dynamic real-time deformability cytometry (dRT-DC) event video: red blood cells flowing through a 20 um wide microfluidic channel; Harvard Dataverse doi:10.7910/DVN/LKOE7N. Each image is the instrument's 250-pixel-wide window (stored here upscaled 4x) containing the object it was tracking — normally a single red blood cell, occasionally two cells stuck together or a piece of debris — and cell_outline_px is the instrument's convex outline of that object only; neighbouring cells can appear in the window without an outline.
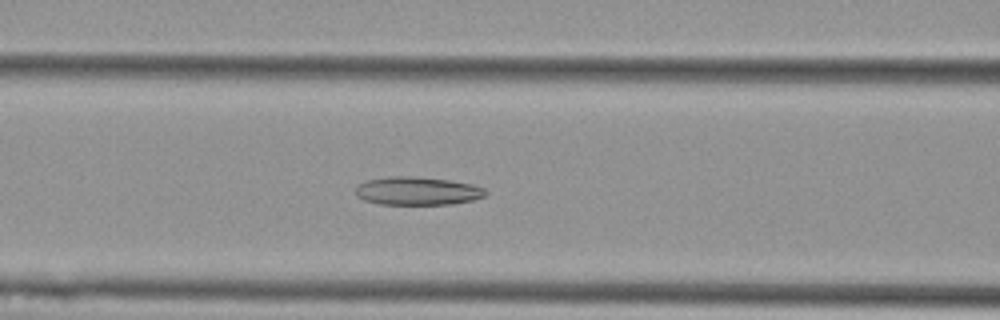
{"species": "Egyptian fruit bat (a non-hibernating species)", "species_latin": "Rousettus aegyptiacus", "temperature_condition": "cold", "stored_images_in_passage": 55, "camera_frame_rate_fps": 3000, "um_per_image_px": 0.085, "animal": {"sex": "female"}, "frame": {"image": 1, "passage_image": 23, "time_ms": 7.333, "image_size_px": [1000, 320], "cell_outline_px": [[488, 192], [484, 196], [472, 200], [452, 204], [380, 204], [364, 200], [356, 196], [356, 184], [368, 180], [392, 176], [416, 176], [448, 180], [472, 184], [484, 188]], "centroid_in_image_um": [35.46, 16.23], "position_along_channel_um": 131.1, "area_um2": 21.39}}
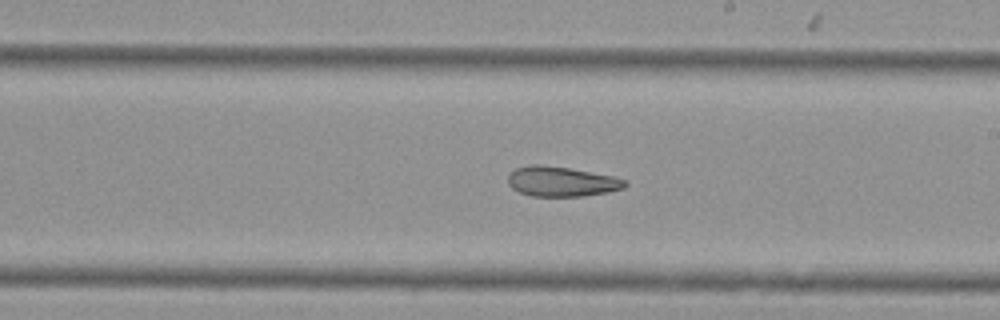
{"frame": {"image": 2, "passage_image": 32, "time_ms": 10.333, "image_size_px": [1000, 320], "cell_outline_px": [[628, 184], [624, 188], [608, 192], [584, 196], [532, 196], [520, 192], [512, 188], [508, 184], [508, 172], [516, 168], [532, 164], [540, 164], [568, 168], [612, 176], [628, 180]], "centroid_in_image_um": [47.72, 15.43], "position_along_channel_um": 241.3, "area_um2": 20.46}}
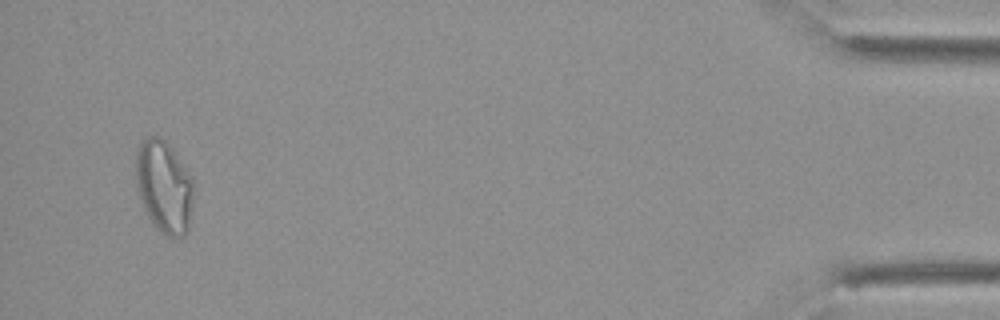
{"frame": {"image": 3, "passage_image": 53, "time_ms": 17.333, "image_size_px": [1000, 320], "cell_outline_px": [[196, 188], [188, 232], [184, 236], [172, 240], [160, 232], [156, 228], [148, 216], [140, 200], [136, 184], [136, 152], [140, 140], [148, 136], [160, 136], [172, 148], [188, 172]], "centroid_in_image_um": [13.97, 15.9], "position_along_channel_um": 421.2, "area_um2": 31.85}, "authors_computed_cell_mechanics": {"area_um2": 25.5476, "velocity_mm_per_s": 3.6832, "shape_relaxation_time_tau1_ms": null, "shape_relaxation_time_tau2_ms": 6.1624, "deformation_change_tau1": null, "deformation_change_tau2": 0.1505}}